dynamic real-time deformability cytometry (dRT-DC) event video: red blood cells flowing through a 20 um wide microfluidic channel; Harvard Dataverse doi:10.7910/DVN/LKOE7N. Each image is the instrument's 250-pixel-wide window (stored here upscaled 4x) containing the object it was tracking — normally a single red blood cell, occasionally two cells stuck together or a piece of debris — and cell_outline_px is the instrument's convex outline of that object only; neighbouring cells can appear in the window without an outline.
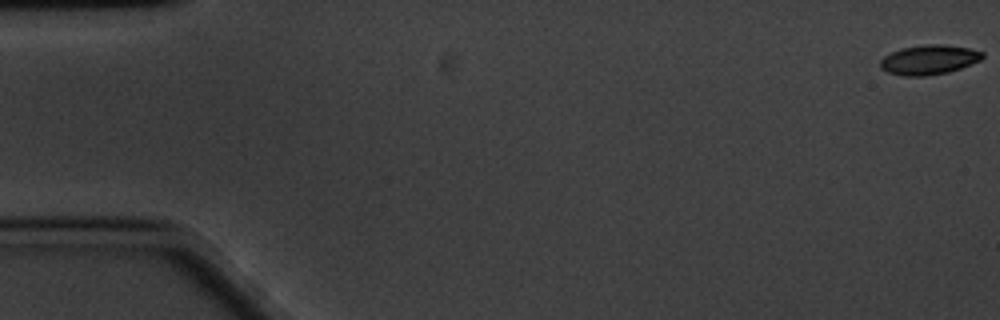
{"species": "common noctule bat (a hibernating species)", "species_latin": "Nyctalus noctula", "temperature_condition": "cold", "stored_images_in_passage": 60, "camera_frame_rate_fps": 3000, "um_per_image_px": 0.085, "animal": {"sex": "male", "body_mass_g": 20.1, "forearm_length_mm": 53.5}, "frame": {"image": 1, "passage_image": 1, "time_ms": 0.0, "image_size_px": [1000, 320], "cell_outline_px": [[984, 56], [980, 60], [960, 68], [948, 72], [928, 76], [904, 76], [888, 72], [880, 68], [880, 60], [884, 56], [892, 52], [904, 48], [928, 44], [944, 44], [968, 48], [984, 52]], "centroid_in_image_um": [78.96, 5.08], "position_along_channel_um": 6.0, "area_um2": 17.51}}
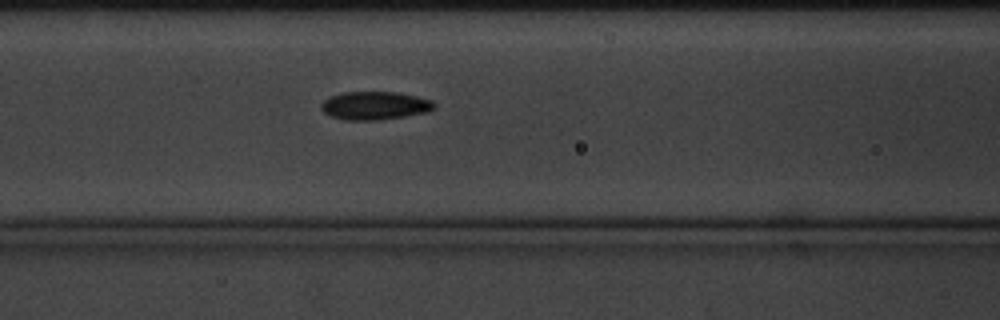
{"frame": {"image": 2, "passage_image": 25, "time_ms": 8.0, "image_size_px": [1000, 320], "cell_outline_px": [[436, 108], [428, 112], [380, 120], [344, 120], [332, 116], [324, 112], [320, 108], [320, 104], [328, 96], [340, 92], [400, 92], [432, 100], [436, 104]], "centroid_in_image_um": [31.86, 8.97], "position_along_channel_um": 134.7, "area_um2": 18.84}}
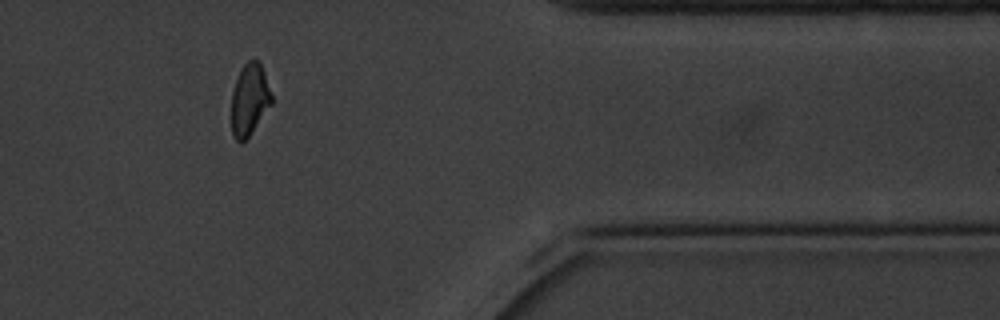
{"frame": {"image": 3, "passage_image": 50, "time_ms": 16.333, "image_size_px": [1000, 320], "cell_outline_px": [[272, 104], [248, 136], [240, 144], [232, 136], [232, 92], [236, 80], [244, 64], [248, 60], [260, 60], [272, 96]], "centroid_in_image_um": [21.21, 8.46], "position_along_channel_um": 390.2, "area_um2": 16.59}, "authors_computed_cell_mechanics": {"area_um2": 17.8313, "velocity_mm_per_s": 3.3348, "shape_relaxation_time_tau1_ms": 3.532, "shape_relaxation_time_tau2_ms": 4.3541, "deformation_change_tau1": 0.1241, "deformation_change_tau2": 0.0902}}